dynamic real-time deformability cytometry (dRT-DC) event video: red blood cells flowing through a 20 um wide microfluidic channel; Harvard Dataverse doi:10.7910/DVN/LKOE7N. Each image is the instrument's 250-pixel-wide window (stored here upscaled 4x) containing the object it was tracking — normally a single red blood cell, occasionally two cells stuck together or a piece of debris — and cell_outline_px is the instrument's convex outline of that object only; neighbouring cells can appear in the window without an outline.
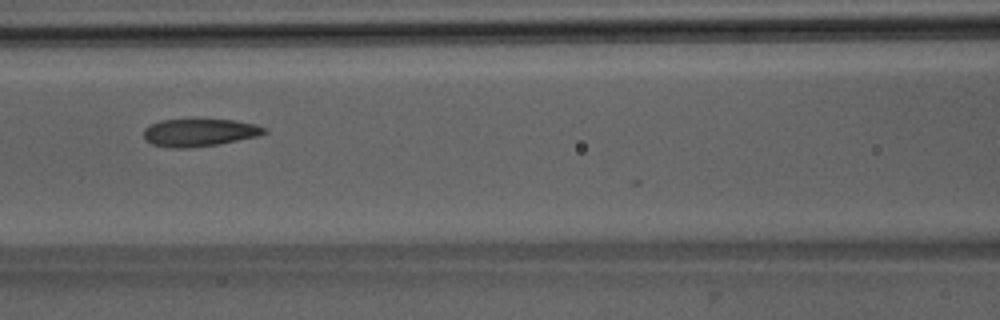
{"species": "Egyptian fruit bat (a non-hibernating species)", "species_latin": "Rousettus aegyptiacus", "temperature_condition": "room temperature", "stored_images_in_passage": 5, "camera_frame_rate_fps": 3000, "um_per_image_px": 0.085, "animal": {"sex": "male"}, "frame": {"image": 1, "passage_image": 5, "time_ms": 4.667, "image_size_px": [1000, 320], "cell_outline_px": [[268, 132], [260, 136], [216, 144], [188, 148], [172, 148], [152, 144], [144, 140], [144, 128], [160, 120], [232, 120], [256, 124], [268, 128]], "centroid_in_image_um": [16.97, 11.27], "position_along_channel_um": 149.6, "area_um2": 19.36}}